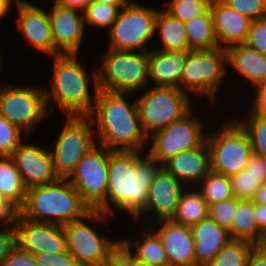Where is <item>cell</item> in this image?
<instances>
[{
    "instance_id": "1",
    "label": "cell",
    "mask_w": 266,
    "mask_h": 266,
    "mask_svg": "<svg viewBox=\"0 0 266 266\" xmlns=\"http://www.w3.org/2000/svg\"><path fill=\"white\" fill-rule=\"evenodd\" d=\"M139 155L110 150L106 199L96 210L111 215L112 205L136 217L145 208L148 189L162 164L148 153Z\"/></svg>"
},
{
    "instance_id": "2",
    "label": "cell",
    "mask_w": 266,
    "mask_h": 266,
    "mask_svg": "<svg viewBox=\"0 0 266 266\" xmlns=\"http://www.w3.org/2000/svg\"><path fill=\"white\" fill-rule=\"evenodd\" d=\"M124 95L128 98L130 94L99 89L88 117L94 127L97 125L95 139L99 145L111 151L138 152L148 137L141 125L137 102L130 105Z\"/></svg>"
},
{
    "instance_id": "3",
    "label": "cell",
    "mask_w": 266,
    "mask_h": 266,
    "mask_svg": "<svg viewBox=\"0 0 266 266\" xmlns=\"http://www.w3.org/2000/svg\"><path fill=\"white\" fill-rule=\"evenodd\" d=\"M91 211L67 179L28 188L19 214L30 221L65 225Z\"/></svg>"
},
{
    "instance_id": "4",
    "label": "cell",
    "mask_w": 266,
    "mask_h": 266,
    "mask_svg": "<svg viewBox=\"0 0 266 266\" xmlns=\"http://www.w3.org/2000/svg\"><path fill=\"white\" fill-rule=\"evenodd\" d=\"M53 76L50 91L45 92L47 107L49 100L60 108L61 113L69 116H89L98 93L97 71L94 74L95 92L90 97L89 77L84 66L77 61V54H59L53 56ZM92 98V99H91Z\"/></svg>"
},
{
    "instance_id": "5",
    "label": "cell",
    "mask_w": 266,
    "mask_h": 266,
    "mask_svg": "<svg viewBox=\"0 0 266 266\" xmlns=\"http://www.w3.org/2000/svg\"><path fill=\"white\" fill-rule=\"evenodd\" d=\"M102 69L97 73L100 90L134 92L148 86V51L135 52L108 49L102 56Z\"/></svg>"
},
{
    "instance_id": "6",
    "label": "cell",
    "mask_w": 266,
    "mask_h": 266,
    "mask_svg": "<svg viewBox=\"0 0 266 266\" xmlns=\"http://www.w3.org/2000/svg\"><path fill=\"white\" fill-rule=\"evenodd\" d=\"M189 99L180 88L164 86L149 88L139 97L138 114L147 137L187 115L191 111Z\"/></svg>"
},
{
    "instance_id": "7",
    "label": "cell",
    "mask_w": 266,
    "mask_h": 266,
    "mask_svg": "<svg viewBox=\"0 0 266 266\" xmlns=\"http://www.w3.org/2000/svg\"><path fill=\"white\" fill-rule=\"evenodd\" d=\"M217 132L206 138L211 171L230 177L246 168L253 154L252 144L236 120L226 122Z\"/></svg>"
},
{
    "instance_id": "8",
    "label": "cell",
    "mask_w": 266,
    "mask_h": 266,
    "mask_svg": "<svg viewBox=\"0 0 266 266\" xmlns=\"http://www.w3.org/2000/svg\"><path fill=\"white\" fill-rule=\"evenodd\" d=\"M227 50H191L180 78V89L186 93L206 94L213 102L226 74ZM188 91V92H187Z\"/></svg>"
},
{
    "instance_id": "9",
    "label": "cell",
    "mask_w": 266,
    "mask_h": 266,
    "mask_svg": "<svg viewBox=\"0 0 266 266\" xmlns=\"http://www.w3.org/2000/svg\"><path fill=\"white\" fill-rule=\"evenodd\" d=\"M88 116H69L59 134L53 152L50 151L55 174L67 179L80 159L96 146L93 139L95 129ZM93 134V135H92Z\"/></svg>"
},
{
    "instance_id": "10",
    "label": "cell",
    "mask_w": 266,
    "mask_h": 266,
    "mask_svg": "<svg viewBox=\"0 0 266 266\" xmlns=\"http://www.w3.org/2000/svg\"><path fill=\"white\" fill-rule=\"evenodd\" d=\"M2 85V86H1ZM0 85V114L20 128L25 140L35 125L49 114L43 89L33 85L18 87ZM48 113V114H47Z\"/></svg>"
},
{
    "instance_id": "11",
    "label": "cell",
    "mask_w": 266,
    "mask_h": 266,
    "mask_svg": "<svg viewBox=\"0 0 266 266\" xmlns=\"http://www.w3.org/2000/svg\"><path fill=\"white\" fill-rule=\"evenodd\" d=\"M106 214L98 210H91L84 218L74 220L63 225L66 236L67 249L80 266H102L110 252L119 244L120 240L101 237L82 219L104 221Z\"/></svg>"
},
{
    "instance_id": "12",
    "label": "cell",
    "mask_w": 266,
    "mask_h": 266,
    "mask_svg": "<svg viewBox=\"0 0 266 266\" xmlns=\"http://www.w3.org/2000/svg\"><path fill=\"white\" fill-rule=\"evenodd\" d=\"M157 12L134 2L123 7L109 30V49L147 52L145 45L156 34Z\"/></svg>"
},
{
    "instance_id": "13",
    "label": "cell",
    "mask_w": 266,
    "mask_h": 266,
    "mask_svg": "<svg viewBox=\"0 0 266 266\" xmlns=\"http://www.w3.org/2000/svg\"><path fill=\"white\" fill-rule=\"evenodd\" d=\"M98 146L100 147H93L80 159L67 178L91 210H96L105 201L108 188L110 150Z\"/></svg>"
},
{
    "instance_id": "14",
    "label": "cell",
    "mask_w": 266,
    "mask_h": 266,
    "mask_svg": "<svg viewBox=\"0 0 266 266\" xmlns=\"http://www.w3.org/2000/svg\"><path fill=\"white\" fill-rule=\"evenodd\" d=\"M203 126L199 120L192 118L191 111L182 119L175 121L153 133L152 145L148 154L162 165L180 152L202 147L207 135H203Z\"/></svg>"
},
{
    "instance_id": "15",
    "label": "cell",
    "mask_w": 266,
    "mask_h": 266,
    "mask_svg": "<svg viewBox=\"0 0 266 266\" xmlns=\"http://www.w3.org/2000/svg\"><path fill=\"white\" fill-rule=\"evenodd\" d=\"M13 225L16 230V244L28 253L57 254L68 251L62 225L30 221L19 213Z\"/></svg>"
},
{
    "instance_id": "16",
    "label": "cell",
    "mask_w": 266,
    "mask_h": 266,
    "mask_svg": "<svg viewBox=\"0 0 266 266\" xmlns=\"http://www.w3.org/2000/svg\"><path fill=\"white\" fill-rule=\"evenodd\" d=\"M26 189L53 183L55 174L50 150L35 144L21 143L10 155Z\"/></svg>"
},
{
    "instance_id": "17",
    "label": "cell",
    "mask_w": 266,
    "mask_h": 266,
    "mask_svg": "<svg viewBox=\"0 0 266 266\" xmlns=\"http://www.w3.org/2000/svg\"><path fill=\"white\" fill-rule=\"evenodd\" d=\"M54 41V56L59 54H78L84 30L83 13L77 9L64 7L54 2L48 12Z\"/></svg>"
},
{
    "instance_id": "18",
    "label": "cell",
    "mask_w": 266,
    "mask_h": 266,
    "mask_svg": "<svg viewBox=\"0 0 266 266\" xmlns=\"http://www.w3.org/2000/svg\"><path fill=\"white\" fill-rule=\"evenodd\" d=\"M184 189V185L177 178L161 167L148 189L145 208L135 218L138 219L141 213L154 211L158 221L170 220Z\"/></svg>"
},
{
    "instance_id": "19",
    "label": "cell",
    "mask_w": 266,
    "mask_h": 266,
    "mask_svg": "<svg viewBox=\"0 0 266 266\" xmlns=\"http://www.w3.org/2000/svg\"><path fill=\"white\" fill-rule=\"evenodd\" d=\"M209 9L218 47L226 49L245 42L252 19L228 7L221 0H211Z\"/></svg>"
},
{
    "instance_id": "20",
    "label": "cell",
    "mask_w": 266,
    "mask_h": 266,
    "mask_svg": "<svg viewBox=\"0 0 266 266\" xmlns=\"http://www.w3.org/2000/svg\"><path fill=\"white\" fill-rule=\"evenodd\" d=\"M160 237L169 266H195V242L190 227L171 220H159Z\"/></svg>"
},
{
    "instance_id": "21",
    "label": "cell",
    "mask_w": 266,
    "mask_h": 266,
    "mask_svg": "<svg viewBox=\"0 0 266 266\" xmlns=\"http://www.w3.org/2000/svg\"><path fill=\"white\" fill-rule=\"evenodd\" d=\"M164 167L170 174L177 178L184 186L195 183V187L211 171L210 151L207 143L202 147L180 152L166 161ZM198 183V184H196Z\"/></svg>"
},
{
    "instance_id": "22",
    "label": "cell",
    "mask_w": 266,
    "mask_h": 266,
    "mask_svg": "<svg viewBox=\"0 0 266 266\" xmlns=\"http://www.w3.org/2000/svg\"><path fill=\"white\" fill-rule=\"evenodd\" d=\"M17 28L33 48L54 56V41L48 12L40 7L30 5L18 9Z\"/></svg>"
},
{
    "instance_id": "23",
    "label": "cell",
    "mask_w": 266,
    "mask_h": 266,
    "mask_svg": "<svg viewBox=\"0 0 266 266\" xmlns=\"http://www.w3.org/2000/svg\"><path fill=\"white\" fill-rule=\"evenodd\" d=\"M190 229L195 242V266H206L231 239L229 232L209 217Z\"/></svg>"
},
{
    "instance_id": "24",
    "label": "cell",
    "mask_w": 266,
    "mask_h": 266,
    "mask_svg": "<svg viewBox=\"0 0 266 266\" xmlns=\"http://www.w3.org/2000/svg\"><path fill=\"white\" fill-rule=\"evenodd\" d=\"M190 51H148V77L155 86L180 88V78Z\"/></svg>"
},
{
    "instance_id": "25",
    "label": "cell",
    "mask_w": 266,
    "mask_h": 266,
    "mask_svg": "<svg viewBox=\"0 0 266 266\" xmlns=\"http://www.w3.org/2000/svg\"><path fill=\"white\" fill-rule=\"evenodd\" d=\"M227 50V65L249 80L253 86L266 82V55L243 44L232 45Z\"/></svg>"
},
{
    "instance_id": "26",
    "label": "cell",
    "mask_w": 266,
    "mask_h": 266,
    "mask_svg": "<svg viewBox=\"0 0 266 266\" xmlns=\"http://www.w3.org/2000/svg\"><path fill=\"white\" fill-rule=\"evenodd\" d=\"M254 211L255 203L252 200H239L232 228L228 231L231 239L265 245L266 235L258 228Z\"/></svg>"
},
{
    "instance_id": "27",
    "label": "cell",
    "mask_w": 266,
    "mask_h": 266,
    "mask_svg": "<svg viewBox=\"0 0 266 266\" xmlns=\"http://www.w3.org/2000/svg\"><path fill=\"white\" fill-rule=\"evenodd\" d=\"M159 31H158V30ZM155 30L160 35V51H191L188 45L185 22L168 14L164 9L158 10L155 19Z\"/></svg>"
},
{
    "instance_id": "28",
    "label": "cell",
    "mask_w": 266,
    "mask_h": 266,
    "mask_svg": "<svg viewBox=\"0 0 266 266\" xmlns=\"http://www.w3.org/2000/svg\"><path fill=\"white\" fill-rule=\"evenodd\" d=\"M183 190L179 197V202L176 206L175 213L170 219L171 221L191 227L196 223L208 217V205L201 196L198 189Z\"/></svg>"
},
{
    "instance_id": "29",
    "label": "cell",
    "mask_w": 266,
    "mask_h": 266,
    "mask_svg": "<svg viewBox=\"0 0 266 266\" xmlns=\"http://www.w3.org/2000/svg\"><path fill=\"white\" fill-rule=\"evenodd\" d=\"M22 177L10 156L0 157V192L19 210L26 198Z\"/></svg>"
},
{
    "instance_id": "30",
    "label": "cell",
    "mask_w": 266,
    "mask_h": 266,
    "mask_svg": "<svg viewBox=\"0 0 266 266\" xmlns=\"http://www.w3.org/2000/svg\"><path fill=\"white\" fill-rule=\"evenodd\" d=\"M185 28L188 45L191 50H211L218 48L210 9L203 15L185 22Z\"/></svg>"
},
{
    "instance_id": "31",
    "label": "cell",
    "mask_w": 266,
    "mask_h": 266,
    "mask_svg": "<svg viewBox=\"0 0 266 266\" xmlns=\"http://www.w3.org/2000/svg\"><path fill=\"white\" fill-rule=\"evenodd\" d=\"M142 241H135L132 253L139 260L145 261L153 266H169L168 257L156 232H143Z\"/></svg>"
},
{
    "instance_id": "32",
    "label": "cell",
    "mask_w": 266,
    "mask_h": 266,
    "mask_svg": "<svg viewBox=\"0 0 266 266\" xmlns=\"http://www.w3.org/2000/svg\"><path fill=\"white\" fill-rule=\"evenodd\" d=\"M256 245L250 241L230 239L206 266H246Z\"/></svg>"
},
{
    "instance_id": "33",
    "label": "cell",
    "mask_w": 266,
    "mask_h": 266,
    "mask_svg": "<svg viewBox=\"0 0 266 266\" xmlns=\"http://www.w3.org/2000/svg\"><path fill=\"white\" fill-rule=\"evenodd\" d=\"M201 182L199 192L207 205L234 197L229 176L210 171Z\"/></svg>"
},
{
    "instance_id": "34",
    "label": "cell",
    "mask_w": 266,
    "mask_h": 266,
    "mask_svg": "<svg viewBox=\"0 0 266 266\" xmlns=\"http://www.w3.org/2000/svg\"><path fill=\"white\" fill-rule=\"evenodd\" d=\"M247 121L235 119L248 134L253 153L266 158V115L249 114Z\"/></svg>"
},
{
    "instance_id": "35",
    "label": "cell",
    "mask_w": 266,
    "mask_h": 266,
    "mask_svg": "<svg viewBox=\"0 0 266 266\" xmlns=\"http://www.w3.org/2000/svg\"><path fill=\"white\" fill-rule=\"evenodd\" d=\"M120 10L118 6L92 0L83 11L84 23L104 28L110 27V30Z\"/></svg>"
},
{
    "instance_id": "36",
    "label": "cell",
    "mask_w": 266,
    "mask_h": 266,
    "mask_svg": "<svg viewBox=\"0 0 266 266\" xmlns=\"http://www.w3.org/2000/svg\"><path fill=\"white\" fill-rule=\"evenodd\" d=\"M210 3L211 0H172L165 11L174 18L187 22L203 15Z\"/></svg>"
},
{
    "instance_id": "37",
    "label": "cell",
    "mask_w": 266,
    "mask_h": 266,
    "mask_svg": "<svg viewBox=\"0 0 266 266\" xmlns=\"http://www.w3.org/2000/svg\"><path fill=\"white\" fill-rule=\"evenodd\" d=\"M238 202L239 199L232 197L224 201L212 203L208 205V217L217 225L229 231L232 228Z\"/></svg>"
},
{
    "instance_id": "38",
    "label": "cell",
    "mask_w": 266,
    "mask_h": 266,
    "mask_svg": "<svg viewBox=\"0 0 266 266\" xmlns=\"http://www.w3.org/2000/svg\"><path fill=\"white\" fill-rule=\"evenodd\" d=\"M233 196L239 200H252L256 190L262 185L249 171L243 169L230 176Z\"/></svg>"
},
{
    "instance_id": "39",
    "label": "cell",
    "mask_w": 266,
    "mask_h": 266,
    "mask_svg": "<svg viewBox=\"0 0 266 266\" xmlns=\"http://www.w3.org/2000/svg\"><path fill=\"white\" fill-rule=\"evenodd\" d=\"M23 131L0 114V157L10 156L22 143Z\"/></svg>"
},
{
    "instance_id": "40",
    "label": "cell",
    "mask_w": 266,
    "mask_h": 266,
    "mask_svg": "<svg viewBox=\"0 0 266 266\" xmlns=\"http://www.w3.org/2000/svg\"><path fill=\"white\" fill-rule=\"evenodd\" d=\"M228 7L252 20L266 17V0H221Z\"/></svg>"
},
{
    "instance_id": "41",
    "label": "cell",
    "mask_w": 266,
    "mask_h": 266,
    "mask_svg": "<svg viewBox=\"0 0 266 266\" xmlns=\"http://www.w3.org/2000/svg\"><path fill=\"white\" fill-rule=\"evenodd\" d=\"M244 44L266 55V17L252 20Z\"/></svg>"
},
{
    "instance_id": "42",
    "label": "cell",
    "mask_w": 266,
    "mask_h": 266,
    "mask_svg": "<svg viewBox=\"0 0 266 266\" xmlns=\"http://www.w3.org/2000/svg\"><path fill=\"white\" fill-rule=\"evenodd\" d=\"M131 240H120L102 266H132Z\"/></svg>"
},
{
    "instance_id": "43",
    "label": "cell",
    "mask_w": 266,
    "mask_h": 266,
    "mask_svg": "<svg viewBox=\"0 0 266 266\" xmlns=\"http://www.w3.org/2000/svg\"><path fill=\"white\" fill-rule=\"evenodd\" d=\"M33 256L37 266H80L69 251L57 254L39 252Z\"/></svg>"
},
{
    "instance_id": "44",
    "label": "cell",
    "mask_w": 266,
    "mask_h": 266,
    "mask_svg": "<svg viewBox=\"0 0 266 266\" xmlns=\"http://www.w3.org/2000/svg\"><path fill=\"white\" fill-rule=\"evenodd\" d=\"M1 266H37L33 254L16 245L2 261Z\"/></svg>"
},
{
    "instance_id": "45",
    "label": "cell",
    "mask_w": 266,
    "mask_h": 266,
    "mask_svg": "<svg viewBox=\"0 0 266 266\" xmlns=\"http://www.w3.org/2000/svg\"><path fill=\"white\" fill-rule=\"evenodd\" d=\"M12 225V226H11ZM8 226V227H7ZM6 229H0V266L5 257L11 252L16 244V230L13 224L6 225Z\"/></svg>"
},
{
    "instance_id": "46",
    "label": "cell",
    "mask_w": 266,
    "mask_h": 266,
    "mask_svg": "<svg viewBox=\"0 0 266 266\" xmlns=\"http://www.w3.org/2000/svg\"><path fill=\"white\" fill-rule=\"evenodd\" d=\"M245 169L259 179L261 184L266 183V158L253 153Z\"/></svg>"
},
{
    "instance_id": "47",
    "label": "cell",
    "mask_w": 266,
    "mask_h": 266,
    "mask_svg": "<svg viewBox=\"0 0 266 266\" xmlns=\"http://www.w3.org/2000/svg\"><path fill=\"white\" fill-rule=\"evenodd\" d=\"M19 210L0 192V219L5 225L13 224Z\"/></svg>"
},
{
    "instance_id": "48",
    "label": "cell",
    "mask_w": 266,
    "mask_h": 266,
    "mask_svg": "<svg viewBox=\"0 0 266 266\" xmlns=\"http://www.w3.org/2000/svg\"><path fill=\"white\" fill-rule=\"evenodd\" d=\"M256 95L249 114L266 115V82L255 85Z\"/></svg>"
},
{
    "instance_id": "49",
    "label": "cell",
    "mask_w": 266,
    "mask_h": 266,
    "mask_svg": "<svg viewBox=\"0 0 266 266\" xmlns=\"http://www.w3.org/2000/svg\"><path fill=\"white\" fill-rule=\"evenodd\" d=\"M246 266H266V245H256L253 248Z\"/></svg>"
},
{
    "instance_id": "50",
    "label": "cell",
    "mask_w": 266,
    "mask_h": 266,
    "mask_svg": "<svg viewBox=\"0 0 266 266\" xmlns=\"http://www.w3.org/2000/svg\"><path fill=\"white\" fill-rule=\"evenodd\" d=\"M254 213L258 228L266 235V205L255 204Z\"/></svg>"
},
{
    "instance_id": "51",
    "label": "cell",
    "mask_w": 266,
    "mask_h": 266,
    "mask_svg": "<svg viewBox=\"0 0 266 266\" xmlns=\"http://www.w3.org/2000/svg\"><path fill=\"white\" fill-rule=\"evenodd\" d=\"M92 0H55L54 2L64 6L80 10L82 13Z\"/></svg>"
},
{
    "instance_id": "52",
    "label": "cell",
    "mask_w": 266,
    "mask_h": 266,
    "mask_svg": "<svg viewBox=\"0 0 266 266\" xmlns=\"http://www.w3.org/2000/svg\"><path fill=\"white\" fill-rule=\"evenodd\" d=\"M252 201L255 204L266 205V183L260 185V187L256 190Z\"/></svg>"
},
{
    "instance_id": "53",
    "label": "cell",
    "mask_w": 266,
    "mask_h": 266,
    "mask_svg": "<svg viewBox=\"0 0 266 266\" xmlns=\"http://www.w3.org/2000/svg\"><path fill=\"white\" fill-rule=\"evenodd\" d=\"M97 1L118 6L120 9L129 4L128 0H97Z\"/></svg>"
},
{
    "instance_id": "54",
    "label": "cell",
    "mask_w": 266,
    "mask_h": 266,
    "mask_svg": "<svg viewBox=\"0 0 266 266\" xmlns=\"http://www.w3.org/2000/svg\"><path fill=\"white\" fill-rule=\"evenodd\" d=\"M11 7L4 1L0 0V18L2 19L9 13Z\"/></svg>"
},
{
    "instance_id": "55",
    "label": "cell",
    "mask_w": 266,
    "mask_h": 266,
    "mask_svg": "<svg viewBox=\"0 0 266 266\" xmlns=\"http://www.w3.org/2000/svg\"><path fill=\"white\" fill-rule=\"evenodd\" d=\"M9 6L11 5V3H13L14 1H16L17 4V8H23V7H27L30 6L31 4L28 2H25L24 0H4ZM12 1V2H11Z\"/></svg>"
},
{
    "instance_id": "56",
    "label": "cell",
    "mask_w": 266,
    "mask_h": 266,
    "mask_svg": "<svg viewBox=\"0 0 266 266\" xmlns=\"http://www.w3.org/2000/svg\"><path fill=\"white\" fill-rule=\"evenodd\" d=\"M132 266H153V265H150L145 261L139 260L138 258L132 255Z\"/></svg>"
},
{
    "instance_id": "57",
    "label": "cell",
    "mask_w": 266,
    "mask_h": 266,
    "mask_svg": "<svg viewBox=\"0 0 266 266\" xmlns=\"http://www.w3.org/2000/svg\"><path fill=\"white\" fill-rule=\"evenodd\" d=\"M0 53H1V52H0ZM2 58H3V57H2V55L0 54V72H1V68L3 67V66H2V62H3Z\"/></svg>"
},
{
    "instance_id": "58",
    "label": "cell",
    "mask_w": 266,
    "mask_h": 266,
    "mask_svg": "<svg viewBox=\"0 0 266 266\" xmlns=\"http://www.w3.org/2000/svg\"><path fill=\"white\" fill-rule=\"evenodd\" d=\"M2 224H5V223L0 219V226H1Z\"/></svg>"
}]
</instances>
